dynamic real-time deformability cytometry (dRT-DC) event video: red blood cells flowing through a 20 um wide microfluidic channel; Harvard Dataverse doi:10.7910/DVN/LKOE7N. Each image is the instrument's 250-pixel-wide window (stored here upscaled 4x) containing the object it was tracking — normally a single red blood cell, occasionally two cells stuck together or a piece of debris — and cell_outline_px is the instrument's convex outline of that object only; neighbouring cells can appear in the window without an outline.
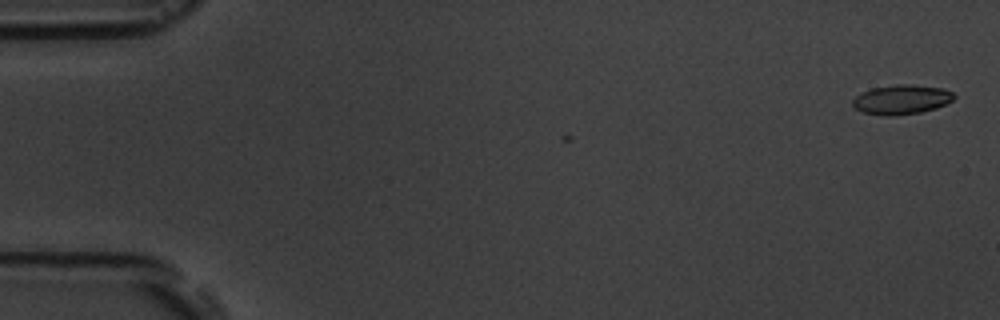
{"species": "common noctule bat (a hibernating species)", "species_latin": "Nyctalus noctula", "temperature_condition": "room temperature", "stored_images_in_passage": 2, "camera_frame_rate_fps": 3000, "um_per_image_px": 0.085, "animal": {"sex": "male", "body_mass_g": 19.5, "forearm_length_mm": 54.6}, "frame": {"image": 1, "passage_image": 2, "time_ms": 1.0, "image_size_px": [1000, 320], "cell_outline_px": [[956, 96], [952, 100], [936, 108], [920, 112], [892, 116], [888, 116], [864, 112], [856, 108], [852, 104], [852, 100], [856, 96], [872, 88], [896, 84], [912, 84], [944, 88], [952, 92]], "centroid_in_image_um": [76.65, 8.45], "position_along_channel_um": 8.3, "area_um2": 17.28}}